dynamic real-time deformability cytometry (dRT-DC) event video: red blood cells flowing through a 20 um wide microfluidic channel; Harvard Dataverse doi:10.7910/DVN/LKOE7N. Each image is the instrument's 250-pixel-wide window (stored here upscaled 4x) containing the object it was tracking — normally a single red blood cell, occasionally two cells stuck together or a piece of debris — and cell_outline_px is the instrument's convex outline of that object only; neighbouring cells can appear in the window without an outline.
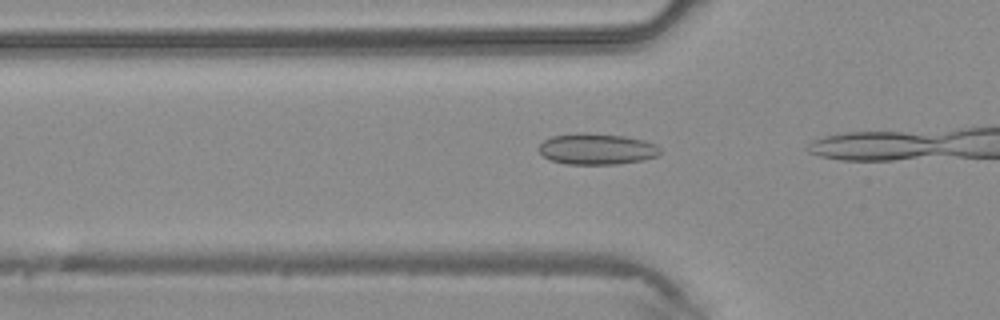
{"species": "common noctule bat (a hibernating species)", "species_latin": "Nyctalus noctula", "temperature_condition": "warm", "stored_images_in_passage": 13, "camera_frame_rate_fps": 3000, "um_per_image_px": 0.085, "animal": {"sex": "male", "body_mass_g": 20.4}, "frame": {"image": 1, "passage_image": 11, "time_ms": 3.333, "image_size_px": [1000, 320], "cell_outline_px": [[660, 152], [656, 156], [640, 160], [616, 164], [568, 164], [552, 160], [544, 156], [540, 152], [540, 144], [544, 140], [552, 136], [580, 132], [588, 132], [624, 136], [644, 140], [656, 144], [660, 148]], "centroid_in_image_um": [50.73, 12.65], "position_along_channel_um": 75.1, "area_um2": 21.85}}